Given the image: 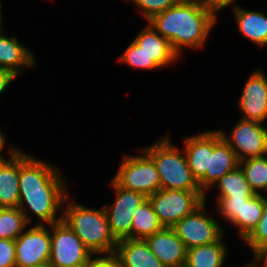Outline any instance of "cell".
Segmentation results:
<instances>
[{"label": "cell", "instance_id": "7402d4cb", "mask_svg": "<svg viewBox=\"0 0 267 267\" xmlns=\"http://www.w3.org/2000/svg\"><path fill=\"white\" fill-rule=\"evenodd\" d=\"M164 226L160 223L150 201L147 199L134 212L131 227V239H145L160 231Z\"/></svg>", "mask_w": 267, "mask_h": 267}, {"label": "cell", "instance_id": "f35d334b", "mask_svg": "<svg viewBox=\"0 0 267 267\" xmlns=\"http://www.w3.org/2000/svg\"><path fill=\"white\" fill-rule=\"evenodd\" d=\"M1 21H2V13H1V3H0V30L2 29Z\"/></svg>", "mask_w": 267, "mask_h": 267}, {"label": "cell", "instance_id": "3957f363", "mask_svg": "<svg viewBox=\"0 0 267 267\" xmlns=\"http://www.w3.org/2000/svg\"><path fill=\"white\" fill-rule=\"evenodd\" d=\"M62 220L94 255L114 254L117 240L111 234L104 209H91L72 202L68 195ZM68 202V203H67Z\"/></svg>", "mask_w": 267, "mask_h": 267}, {"label": "cell", "instance_id": "ffe728a7", "mask_svg": "<svg viewBox=\"0 0 267 267\" xmlns=\"http://www.w3.org/2000/svg\"><path fill=\"white\" fill-rule=\"evenodd\" d=\"M239 33L258 46L267 45V15L233 5Z\"/></svg>", "mask_w": 267, "mask_h": 267}, {"label": "cell", "instance_id": "1f68e13d", "mask_svg": "<svg viewBox=\"0 0 267 267\" xmlns=\"http://www.w3.org/2000/svg\"><path fill=\"white\" fill-rule=\"evenodd\" d=\"M99 256L101 255L91 258L84 267H122L120 259L115 254Z\"/></svg>", "mask_w": 267, "mask_h": 267}, {"label": "cell", "instance_id": "9c48e42d", "mask_svg": "<svg viewBox=\"0 0 267 267\" xmlns=\"http://www.w3.org/2000/svg\"><path fill=\"white\" fill-rule=\"evenodd\" d=\"M204 206L205 202L172 227L187 249L214 243L223 236L222 227L216 219L208 217Z\"/></svg>", "mask_w": 267, "mask_h": 267}, {"label": "cell", "instance_id": "f1b7e54d", "mask_svg": "<svg viewBox=\"0 0 267 267\" xmlns=\"http://www.w3.org/2000/svg\"><path fill=\"white\" fill-rule=\"evenodd\" d=\"M181 0H131L137 7L141 8V12L147 21L156 14L162 13L168 8L178 4Z\"/></svg>", "mask_w": 267, "mask_h": 267}, {"label": "cell", "instance_id": "d6a6232c", "mask_svg": "<svg viewBox=\"0 0 267 267\" xmlns=\"http://www.w3.org/2000/svg\"><path fill=\"white\" fill-rule=\"evenodd\" d=\"M16 76L11 70L0 67V94L5 91Z\"/></svg>", "mask_w": 267, "mask_h": 267}, {"label": "cell", "instance_id": "83f0119b", "mask_svg": "<svg viewBox=\"0 0 267 267\" xmlns=\"http://www.w3.org/2000/svg\"><path fill=\"white\" fill-rule=\"evenodd\" d=\"M251 247L255 257L267 247V199L264 197V211L252 233L244 240Z\"/></svg>", "mask_w": 267, "mask_h": 267}, {"label": "cell", "instance_id": "4316f807", "mask_svg": "<svg viewBox=\"0 0 267 267\" xmlns=\"http://www.w3.org/2000/svg\"><path fill=\"white\" fill-rule=\"evenodd\" d=\"M118 60L133 68L147 70L160 68L134 41L129 44Z\"/></svg>", "mask_w": 267, "mask_h": 267}, {"label": "cell", "instance_id": "484cf974", "mask_svg": "<svg viewBox=\"0 0 267 267\" xmlns=\"http://www.w3.org/2000/svg\"><path fill=\"white\" fill-rule=\"evenodd\" d=\"M27 225L19 208H0V239L16 240Z\"/></svg>", "mask_w": 267, "mask_h": 267}, {"label": "cell", "instance_id": "ba28073f", "mask_svg": "<svg viewBox=\"0 0 267 267\" xmlns=\"http://www.w3.org/2000/svg\"><path fill=\"white\" fill-rule=\"evenodd\" d=\"M111 187L116 191V200L112 207L104 206L111 234L117 241L131 239L134 212L148 197L141 192L119 187L113 180H111Z\"/></svg>", "mask_w": 267, "mask_h": 267}, {"label": "cell", "instance_id": "9a60e30c", "mask_svg": "<svg viewBox=\"0 0 267 267\" xmlns=\"http://www.w3.org/2000/svg\"><path fill=\"white\" fill-rule=\"evenodd\" d=\"M184 141L188 166L198 182L209 170L210 153H213V131L190 136Z\"/></svg>", "mask_w": 267, "mask_h": 267}, {"label": "cell", "instance_id": "4fadbf2b", "mask_svg": "<svg viewBox=\"0 0 267 267\" xmlns=\"http://www.w3.org/2000/svg\"><path fill=\"white\" fill-rule=\"evenodd\" d=\"M144 240L165 267L185 266L187 247L178 238L172 227H163Z\"/></svg>", "mask_w": 267, "mask_h": 267}, {"label": "cell", "instance_id": "30bf717a", "mask_svg": "<svg viewBox=\"0 0 267 267\" xmlns=\"http://www.w3.org/2000/svg\"><path fill=\"white\" fill-rule=\"evenodd\" d=\"M230 137L220 131L239 161L267 155V129L262 123L239 119Z\"/></svg>", "mask_w": 267, "mask_h": 267}, {"label": "cell", "instance_id": "d590c367", "mask_svg": "<svg viewBox=\"0 0 267 267\" xmlns=\"http://www.w3.org/2000/svg\"><path fill=\"white\" fill-rule=\"evenodd\" d=\"M5 137L2 135L1 131H0V155L2 156L3 154H1L2 149L4 147L5 144Z\"/></svg>", "mask_w": 267, "mask_h": 267}, {"label": "cell", "instance_id": "2e32d148", "mask_svg": "<svg viewBox=\"0 0 267 267\" xmlns=\"http://www.w3.org/2000/svg\"><path fill=\"white\" fill-rule=\"evenodd\" d=\"M122 267H165L143 239H121L114 253Z\"/></svg>", "mask_w": 267, "mask_h": 267}, {"label": "cell", "instance_id": "74e56055", "mask_svg": "<svg viewBox=\"0 0 267 267\" xmlns=\"http://www.w3.org/2000/svg\"><path fill=\"white\" fill-rule=\"evenodd\" d=\"M8 160L6 158H4L3 156L0 155V167L4 164V162Z\"/></svg>", "mask_w": 267, "mask_h": 267}, {"label": "cell", "instance_id": "7a4b0ae2", "mask_svg": "<svg viewBox=\"0 0 267 267\" xmlns=\"http://www.w3.org/2000/svg\"><path fill=\"white\" fill-rule=\"evenodd\" d=\"M217 17L203 0H181L148 22L179 55L182 47H203Z\"/></svg>", "mask_w": 267, "mask_h": 267}, {"label": "cell", "instance_id": "52a82bcc", "mask_svg": "<svg viewBox=\"0 0 267 267\" xmlns=\"http://www.w3.org/2000/svg\"><path fill=\"white\" fill-rule=\"evenodd\" d=\"M51 254L48 264L52 267H84L93 258L92 252L79 237L61 220L50 224Z\"/></svg>", "mask_w": 267, "mask_h": 267}, {"label": "cell", "instance_id": "d6986e66", "mask_svg": "<svg viewBox=\"0 0 267 267\" xmlns=\"http://www.w3.org/2000/svg\"><path fill=\"white\" fill-rule=\"evenodd\" d=\"M0 30V67L11 70L18 75L23 67L28 68L35 65L33 53L22 46L14 36L7 37ZM20 69V70H19Z\"/></svg>", "mask_w": 267, "mask_h": 267}, {"label": "cell", "instance_id": "277c9868", "mask_svg": "<svg viewBox=\"0 0 267 267\" xmlns=\"http://www.w3.org/2000/svg\"><path fill=\"white\" fill-rule=\"evenodd\" d=\"M141 150L153 159L161 189L202 191L188 166L185 152L181 155L168 136Z\"/></svg>", "mask_w": 267, "mask_h": 267}, {"label": "cell", "instance_id": "8fae6325", "mask_svg": "<svg viewBox=\"0 0 267 267\" xmlns=\"http://www.w3.org/2000/svg\"><path fill=\"white\" fill-rule=\"evenodd\" d=\"M33 226L15 240L16 267H38L49 262L51 254L50 230L44 223Z\"/></svg>", "mask_w": 267, "mask_h": 267}, {"label": "cell", "instance_id": "e575fe53", "mask_svg": "<svg viewBox=\"0 0 267 267\" xmlns=\"http://www.w3.org/2000/svg\"><path fill=\"white\" fill-rule=\"evenodd\" d=\"M254 260L257 263H260V261H264L263 267H267V247H265L256 257H254Z\"/></svg>", "mask_w": 267, "mask_h": 267}, {"label": "cell", "instance_id": "603a6c76", "mask_svg": "<svg viewBox=\"0 0 267 267\" xmlns=\"http://www.w3.org/2000/svg\"><path fill=\"white\" fill-rule=\"evenodd\" d=\"M216 183L220 190L217 198H251L256 194L250 188L240 166L225 174Z\"/></svg>", "mask_w": 267, "mask_h": 267}, {"label": "cell", "instance_id": "f546056e", "mask_svg": "<svg viewBox=\"0 0 267 267\" xmlns=\"http://www.w3.org/2000/svg\"><path fill=\"white\" fill-rule=\"evenodd\" d=\"M218 208L222 217L233 222L237 216H241V208L250 198H217Z\"/></svg>", "mask_w": 267, "mask_h": 267}, {"label": "cell", "instance_id": "6da1fadb", "mask_svg": "<svg viewBox=\"0 0 267 267\" xmlns=\"http://www.w3.org/2000/svg\"><path fill=\"white\" fill-rule=\"evenodd\" d=\"M60 172L52 165L37 160L19 151V205L18 208L29 218L25 206L42 222L48 225L62 220L57 211L65 203L69 192ZM27 205H26V204Z\"/></svg>", "mask_w": 267, "mask_h": 267}, {"label": "cell", "instance_id": "5bb4252c", "mask_svg": "<svg viewBox=\"0 0 267 267\" xmlns=\"http://www.w3.org/2000/svg\"><path fill=\"white\" fill-rule=\"evenodd\" d=\"M239 162L237 155L222 138L220 131H213V153H210L209 170H206V174L198 181L202 192L205 193L221 177L237 168Z\"/></svg>", "mask_w": 267, "mask_h": 267}, {"label": "cell", "instance_id": "5b68a950", "mask_svg": "<svg viewBox=\"0 0 267 267\" xmlns=\"http://www.w3.org/2000/svg\"><path fill=\"white\" fill-rule=\"evenodd\" d=\"M202 191L159 189L148 197L164 227H173L205 202Z\"/></svg>", "mask_w": 267, "mask_h": 267}, {"label": "cell", "instance_id": "ac0fdd59", "mask_svg": "<svg viewBox=\"0 0 267 267\" xmlns=\"http://www.w3.org/2000/svg\"><path fill=\"white\" fill-rule=\"evenodd\" d=\"M12 149L9 152L11 157L0 167V208H18L19 205L20 150Z\"/></svg>", "mask_w": 267, "mask_h": 267}, {"label": "cell", "instance_id": "d4e9b609", "mask_svg": "<svg viewBox=\"0 0 267 267\" xmlns=\"http://www.w3.org/2000/svg\"><path fill=\"white\" fill-rule=\"evenodd\" d=\"M239 166L256 194L260 193L258 190H267V155L244 159Z\"/></svg>", "mask_w": 267, "mask_h": 267}, {"label": "cell", "instance_id": "44dd1931", "mask_svg": "<svg viewBox=\"0 0 267 267\" xmlns=\"http://www.w3.org/2000/svg\"><path fill=\"white\" fill-rule=\"evenodd\" d=\"M222 237L211 244L187 249L184 267H222L227 253Z\"/></svg>", "mask_w": 267, "mask_h": 267}, {"label": "cell", "instance_id": "8992f818", "mask_svg": "<svg viewBox=\"0 0 267 267\" xmlns=\"http://www.w3.org/2000/svg\"><path fill=\"white\" fill-rule=\"evenodd\" d=\"M144 155L124 156L123 161L113 177V181L122 188L141 192L147 197L161 189V182L153 159Z\"/></svg>", "mask_w": 267, "mask_h": 267}, {"label": "cell", "instance_id": "4dcf8cb0", "mask_svg": "<svg viewBox=\"0 0 267 267\" xmlns=\"http://www.w3.org/2000/svg\"><path fill=\"white\" fill-rule=\"evenodd\" d=\"M15 240L0 239V267H16Z\"/></svg>", "mask_w": 267, "mask_h": 267}, {"label": "cell", "instance_id": "8d00e7d4", "mask_svg": "<svg viewBox=\"0 0 267 267\" xmlns=\"http://www.w3.org/2000/svg\"><path fill=\"white\" fill-rule=\"evenodd\" d=\"M245 267H261V266H258L257 262L253 259L252 262L247 264Z\"/></svg>", "mask_w": 267, "mask_h": 267}, {"label": "cell", "instance_id": "ab89813d", "mask_svg": "<svg viewBox=\"0 0 267 267\" xmlns=\"http://www.w3.org/2000/svg\"><path fill=\"white\" fill-rule=\"evenodd\" d=\"M38 267H52V266H50L49 264H46V265H41V266H38Z\"/></svg>", "mask_w": 267, "mask_h": 267}, {"label": "cell", "instance_id": "cb8c5ba5", "mask_svg": "<svg viewBox=\"0 0 267 267\" xmlns=\"http://www.w3.org/2000/svg\"><path fill=\"white\" fill-rule=\"evenodd\" d=\"M264 211V196L255 194L242 205L241 216L232 222L233 225L240 227L239 234L245 240L255 229Z\"/></svg>", "mask_w": 267, "mask_h": 267}, {"label": "cell", "instance_id": "836d02e7", "mask_svg": "<svg viewBox=\"0 0 267 267\" xmlns=\"http://www.w3.org/2000/svg\"><path fill=\"white\" fill-rule=\"evenodd\" d=\"M235 0H206L205 3L211 12L217 16V12L232 4Z\"/></svg>", "mask_w": 267, "mask_h": 267}, {"label": "cell", "instance_id": "7c38bea8", "mask_svg": "<svg viewBox=\"0 0 267 267\" xmlns=\"http://www.w3.org/2000/svg\"><path fill=\"white\" fill-rule=\"evenodd\" d=\"M245 120L263 123L267 118V77L254 71L248 78L238 101Z\"/></svg>", "mask_w": 267, "mask_h": 267}, {"label": "cell", "instance_id": "e0dca14e", "mask_svg": "<svg viewBox=\"0 0 267 267\" xmlns=\"http://www.w3.org/2000/svg\"><path fill=\"white\" fill-rule=\"evenodd\" d=\"M133 41L159 67L168 66L179 57V55L172 49L170 42L149 24Z\"/></svg>", "mask_w": 267, "mask_h": 267}]
</instances>
